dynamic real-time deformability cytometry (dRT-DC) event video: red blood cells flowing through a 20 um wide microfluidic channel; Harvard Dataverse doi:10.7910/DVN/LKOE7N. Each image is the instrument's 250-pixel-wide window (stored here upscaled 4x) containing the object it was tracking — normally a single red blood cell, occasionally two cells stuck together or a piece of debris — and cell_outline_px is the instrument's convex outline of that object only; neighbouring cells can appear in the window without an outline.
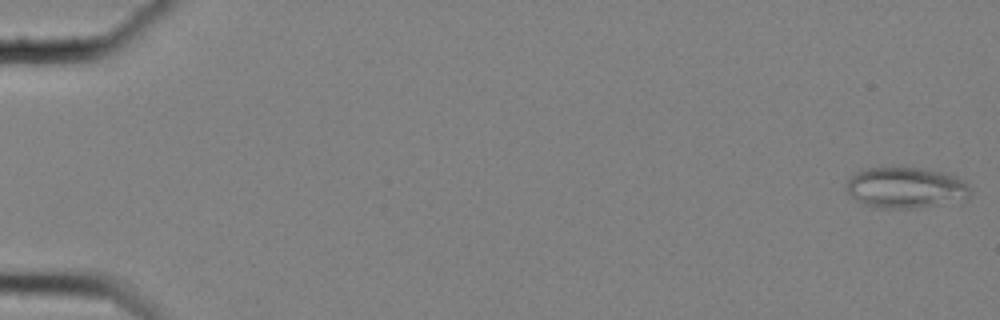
{"species": "common noctule bat (a hibernating species)", "species_latin": "Nyctalus noctula", "temperature_condition": "cold", "stored_images_in_passage": 58, "camera_frame_rate_fps": 3000, "um_per_image_px": 0.085, "animal": {"sex": "female", "body_mass_g": 25.1}, "frame": {"image": 1, "passage_image": 1, "time_ms": 0.0, "image_size_px": [1000, 320], "cell_outline_px": [[972, 192], [968, 200], [912, 208], [884, 208], [864, 204], [856, 200], [848, 192], [848, 180], [856, 172], [868, 168], [892, 164], [920, 168], [944, 172], [956, 176], [968, 184]], "centroid_in_image_um": [77.04, 15.91], "position_along_channel_um": 8.0, "area_um2": 30.17}}
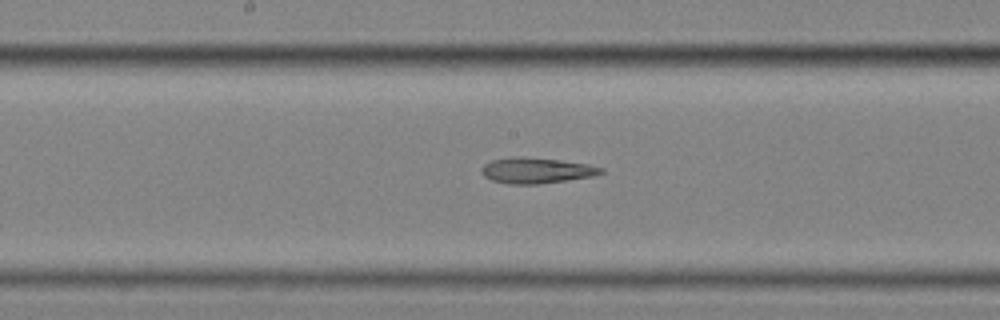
{"frame": {"image": 2, "passage_image": 32, "time_ms": 10.333, "image_size_px": [1000, 320], "cell_outline_px": [[604, 172], [592, 176], [536, 184], [508, 184], [492, 180], [484, 176], [480, 172], [480, 168], [484, 164], [492, 160], [508, 156], [520, 156], [560, 160], [588, 164], [604, 168]], "centroid_in_image_um": [45.53, 14.47], "position_along_channel_um": 202.7, "area_um2": 17.92}}
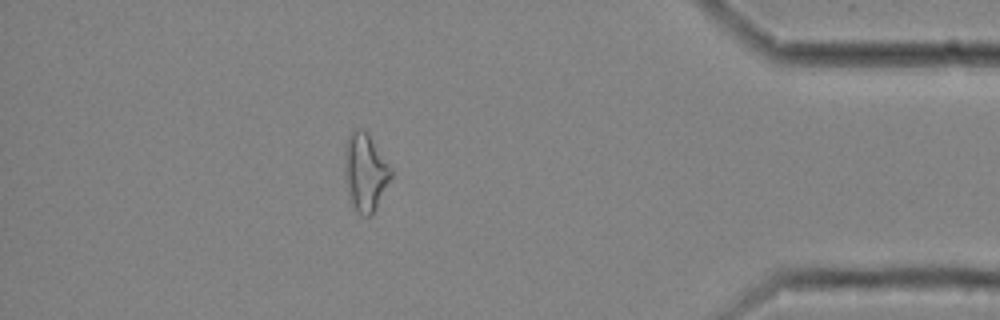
{"frame": {"image": 3, "passage_image": 52, "time_ms": 17.0, "image_size_px": [1000, 320], "cell_outline_px": [[392, 176], [372, 212], [368, 216], [360, 216], [356, 212], [348, 192], [344, 176], [344, 148], [348, 136], [352, 128], [364, 128], [368, 132], [392, 168]], "centroid_in_image_um": [31.02, 14.55], "position_along_channel_um": 404.2, "area_um2": 21.1}, "authors_computed_cell_mechanics": {"area_um2": 20.8369, "velocity_mm_per_s": 3.5419, "shape_relaxation_time_tau1_ms": null, "shape_relaxation_time_tau2_ms": 5.8672, "deformation_change_tau1": null, "deformation_change_tau2": 0.1713}}